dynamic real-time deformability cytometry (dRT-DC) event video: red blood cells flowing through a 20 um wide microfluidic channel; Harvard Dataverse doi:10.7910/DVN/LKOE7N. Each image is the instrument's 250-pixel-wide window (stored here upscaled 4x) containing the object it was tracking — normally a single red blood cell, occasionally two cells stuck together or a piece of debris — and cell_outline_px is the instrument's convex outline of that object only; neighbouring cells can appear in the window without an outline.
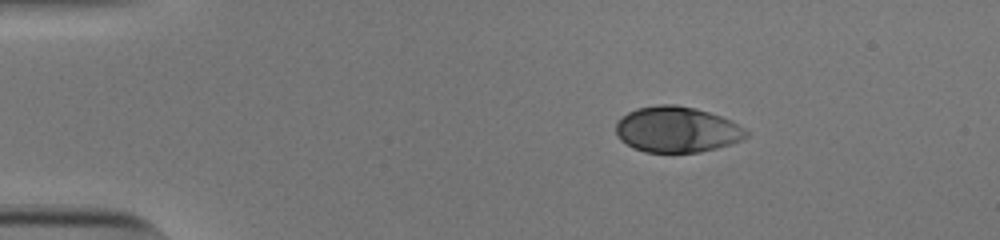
{"species": "human", "species_latin": "Homo sapiens", "temperature_condition": "cold", "stored_images_in_passage": 45, "camera_frame_rate_fps": 3000, "um_per_image_px": 0.085, "donor": {"sex": "male"}, "frame": {"image": 1, "passage_image": 1, "time_ms": 0.0, "image_size_px": [1000, 240], "cell_outline_px": [[748, 136], [744, 140], [732, 144], [700, 152], [644, 152], [632, 148], [620, 140], [616, 132], [616, 124], [628, 112], [636, 108], [656, 104], [676, 104], [696, 108], [732, 120], [744, 128], [748, 132]], "centroid_in_image_um": [57.55, 11.01], "position_along_channel_um": 27.4, "area_um2": 35.03}}
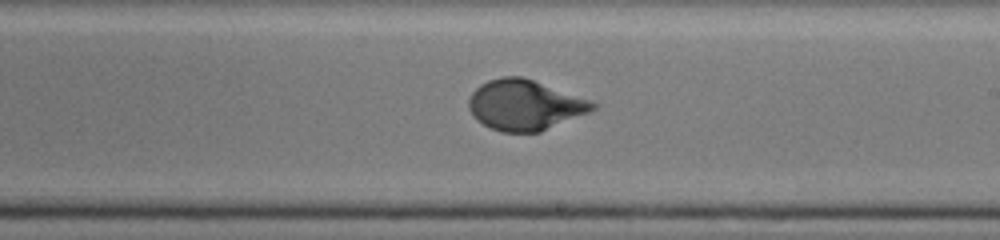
{"frame": {"image": 2, "passage_image": 24, "time_ms": 7.667, "image_size_px": [1000, 240], "cell_outline_px": [[596, 108], [588, 112], [540, 132], [500, 132], [476, 120], [468, 108], [468, 100], [472, 92], [480, 84], [488, 80], [504, 76], [524, 76], [592, 100], [596, 104]], "centroid_in_image_um": [44.59, 8.91], "position_along_channel_um": 244.4, "area_um2": 36.47}}
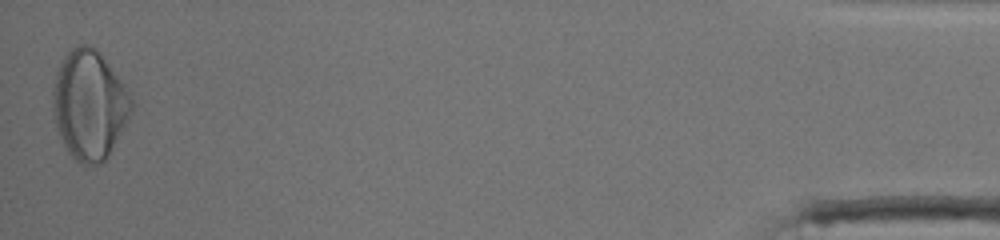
{"frame": {"image": 3, "passage_image": 45, "time_ms": 14.667, "image_size_px": [1000, 240], "cell_outline_px": [[132, 108], [108, 156], [104, 160], [96, 164], [84, 164], [76, 160], [68, 152], [56, 128], [52, 108], [52, 88], [56, 72], [64, 56], [72, 48], [80, 44], [88, 44], [96, 48], [100, 52], [124, 84], [132, 100]], "centroid_in_image_um": [7.55, 8.87], "position_along_channel_um": 427.6, "area_um2": 49.53}, "authors_computed_cell_mechanics": {"area_um2": 35.6626, "velocity_mm_per_s": 3.8247, "shape_relaxation_time_tau1_ms": 3.503, "shape_relaxation_time_tau2_ms": null, "deformation_change_tau1": 0.1761, "deformation_change_tau2": null}}